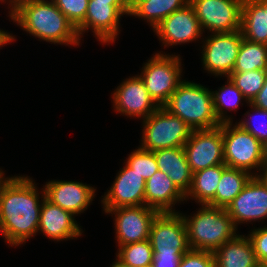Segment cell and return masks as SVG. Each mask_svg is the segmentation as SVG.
Listing matches in <instances>:
<instances>
[{"mask_svg":"<svg viewBox=\"0 0 267 267\" xmlns=\"http://www.w3.org/2000/svg\"><path fill=\"white\" fill-rule=\"evenodd\" d=\"M35 185L26 175L9 176L0 185V232L11 247L21 246L38 233L45 191L42 188L39 193Z\"/></svg>","mask_w":267,"mask_h":267,"instance_id":"obj_1","label":"cell"},{"mask_svg":"<svg viewBox=\"0 0 267 267\" xmlns=\"http://www.w3.org/2000/svg\"><path fill=\"white\" fill-rule=\"evenodd\" d=\"M8 17L39 41L80 45L77 29L52 0H19L10 7Z\"/></svg>","mask_w":267,"mask_h":267,"instance_id":"obj_2","label":"cell"},{"mask_svg":"<svg viewBox=\"0 0 267 267\" xmlns=\"http://www.w3.org/2000/svg\"><path fill=\"white\" fill-rule=\"evenodd\" d=\"M200 206L193 216L181 213L187 229L188 244L192 250L214 252L232 240L238 229L225 208L208 204Z\"/></svg>","mask_w":267,"mask_h":267,"instance_id":"obj_3","label":"cell"},{"mask_svg":"<svg viewBox=\"0 0 267 267\" xmlns=\"http://www.w3.org/2000/svg\"><path fill=\"white\" fill-rule=\"evenodd\" d=\"M162 107L192 130L221 125L214 111L212 92L200 83L183 80Z\"/></svg>","mask_w":267,"mask_h":267,"instance_id":"obj_4","label":"cell"},{"mask_svg":"<svg viewBox=\"0 0 267 267\" xmlns=\"http://www.w3.org/2000/svg\"><path fill=\"white\" fill-rule=\"evenodd\" d=\"M222 135L225 165L259 176L266 165L262 144L236 122L222 123Z\"/></svg>","mask_w":267,"mask_h":267,"instance_id":"obj_5","label":"cell"},{"mask_svg":"<svg viewBox=\"0 0 267 267\" xmlns=\"http://www.w3.org/2000/svg\"><path fill=\"white\" fill-rule=\"evenodd\" d=\"M155 53L142 67L140 78L154 102L162 107L183 81L180 55ZM182 76V77H181Z\"/></svg>","mask_w":267,"mask_h":267,"instance_id":"obj_6","label":"cell"},{"mask_svg":"<svg viewBox=\"0 0 267 267\" xmlns=\"http://www.w3.org/2000/svg\"><path fill=\"white\" fill-rule=\"evenodd\" d=\"M143 124L140 148L147 151L183 147L193 131L180 117L158 107Z\"/></svg>","mask_w":267,"mask_h":267,"instance_id":"obj_7","label":"cell"},{"mask_svg":"<svg viewBox=\"0 0 267 267\" xmlns=\"http://www.w3.org/2000/svg\"><path fill=\"white\" fill-rule=\"evenodd\" d=\"M242 39L241 30L213 33L203 38L201 52L203 70L215 77L229 76L233 72Z\"/></svg>","mask_w":267,"mask_h":267,"instance_id":"obj_8","label":"cell"},{"mask_svg":"<svg viewBox=\"0 0 267 267\" xmlns=\"http://www.w3.org/2000/svg\"><path fill=\"white\" fill-rule=\"evenodd\" d=\"M189 4L204 33L207 30L213 34L241 29L243 0H189Z\"/></svg>","mask_w":267,"mask_h":267,"instance_id":"obj_9","label":"cell"},{"mask_svg":"<svg viewBox=\"0 0 267 267\" xmlns=\"http://www.w3.org/2000/svg\"><path fill=\"white\" fill-rule=\"evenodd\" d=\"M128 5H109V2L89 1L85 20L76 28L81 40L88 30L94 33V37L102 44L114 43L120 34V19L124 15L129 16Z\"/></svg>","mask_w":267,"mask_h":267,"instance_id":"obj_10","label":"cell"},{"mask_svg":"<svg viewBox=\"0 0 267 267\" xmlns=\"http://www.w3.org/2000/svg\"><path fill=\"white\" fill-rule=\"evenodd\" d=\"M192 173L225 164L222 124L210 129H195L183 146Z\"/></svg>","mask_w":267,"mask_h":267,"instance_id":"obj_11","label":"cell"},{"mask_svg":"<svg viewBox=\"0 0 267 267\" xmlns=\"http://www.w3.org/2000/svg\"><path fill=\"white\" fill-rule=\"evenodd\" d=\"M158 213L157 210L146 205L110 209L106 214L115 217L117 246L149 239L151 224Z\"/></svg>","mask_w":267,"mask_h":267,"instance_id":"obj_12","label":"cell"},{"mask_svg":"<svg viewBox=\"0 0 267 267\" xmlns=\"http://www.w3.org/2000/svg\"><path fill=\"white\" fill-rule=\"evenodd\" d=\"M236 228L241 223L267 218V184L260 176H252L242 191L226 207Z\"/></svg>","mask_w":267,"mask_h":267,"instance_id":"obj_13","label":"cell"},{"mask_svg":"<svg viewBox=\"0 0 267 267\" xmlns=\"http://www.w3.org/2000/svg\"><path fill=\"white\" fill-rule=\"evenodd\" d=\"M149 241L153 252L187 253L190 246L181 213H158L151 224Z\"/></svg>","mask_w":267,"mask_h":267,"instance_id":"obj_14","label":"cell"},{"mask_svg":"<svg viewBox=\"0 0 267 267\" xmlns=\"http://www.w3.org/2000/svg\"><path fill=\"white\" fill-rule=\"evenodd\" d=\"M113 108L123 116L145 120L159 106L150 97L140 76L126 78L112 93Z\"/></svg>","mask_w":267,"mask_h":267,"instance_id":"obj_15","label":"cell"},{"mask_svg":"<svg viewBox=\"0 0 267 267\" xmlns=\"http://www.w3.org/2000/svg\"><path fill=\"white\" fill-rule=\"evenodd\" d=\"M153 31L165 47L203 39L199 20L189 3L165 18Z\"/></svg>","mask_w":267,"mask_h":267,"instance_id":"obj_16","label":"cell"},{"mask_svg":"<svg viewBox=\"0 0 267 267\" xmlns=\"http://www.w3.org/2000/svg\"><path fill=\"white\" fill-rule=\"evenodd\" d=\"M110 189L102 196L103 211L130 206L145 205L146 180L126 164L115 176Z\"/></svg>","mask_w":267,"mask_h":267,"instance_id":"obj_17","label":"cell"},{"mask_svg":"<svg viewBox=\"0 0 267 267\" xmlns=\"http://www.w3.org/2000/svg\"><path fill=\"white\" fill-rule=\"evenodd\" d=\"M43 187L47 200L74 216L84 213L96 195L94 187L80 181L51 180Z\"/></svg>","mask_w":267,"mask_h":267,"instance_id":"obj_18","label":"cell"},{"mask_svg":"<svg viewBox=\"0 0 267 267\" xmlns=\"http://www.w3.org/2000/svg\"><path fill=\"white\" fill-rule=\"evenodd\" d=\"M75 220V216L46 198L41 205L38 233L41 231L53 241L72 240L82 236L83 230Z\"/></svg>","mask_w":267,"mask_h":267,"instance_id":"obj_19","label":"cell"},{"mask_svg":"<svg viewBox=\"0 0 267 267\" xmlns=\"http://www.w3.org/2000/svg\"><path fill=\"white\" fill-rule=\"evenodd\" d=\"M185 201V195L172 182V179L162 171H156L145 185V205L159 213L179 212L175 204Z\"/></svg>","mask_w":267,"mask_h":267,"instance_id":"obj_20","label":"cell"},{"mask_svg":"<svg viewBox=\"0 0 267 267\" xmlns=\"http://www.w3.org/2000/svg\"><path fill=\"white\" fill-rule=\"evenodd\" d=\"M158 169L166 173L178 189L186 195L191 188L193 173L183 147L153 151Z\"/></svg>","mask_w":267,"mask_h":267,"instance_id":"obj_21","label":"cell"},{"mask_svg":"<svg viewBox=\"0 0 267 267\" xmlns=\"http://www.w3.org/2000/svg\"><path fill=\"white\" fill-rule=\"evenodd\" d=\"M215 267H258L250 238L237 234L213 252Z\"/></svg>","mask_w":267,"mask_h":267,"instance_id":"obj_22","label":"cell"},{"mask_svg":"<svg viewBox=\"0 0 267 267\" xmlns=\"http://www.w3.org/2000/svg\"><path fill=\"white\" fill-rule=\"evenodd\" d=\"M225 164L215 165L193 173L190 190L185 195V201L193 199L199 205L209 204L216 194Z\"/></svg>","mask_w":267,"mask_h":267,"instance_id":"obj_23","label":"cell"},{"mask_svg":"<svg viewBox=\"0 0 267 267\" xmlns=\"http://www.w3.org/2000/svg\"><path fill=\"white\" fill-rule=\"evenodd\" d=\"M188 3L189 0H136L130 7L129 16L146 20L153 30L165 18Z\"/></svg>","mask_w":267,"mask_h":267,"instance_id":"obj_24","label":"cell"},{"mask_svg":"<svg viewBox=\"0 0 267 267\" xmlns=\"http://www.w3.org/2000/svg\"><path fill=\"white\" fill-rule=\"evenodd\" d=\"M240 30L244 39L267 45L266 11L256 0H243Z\"/></svg>","mask_w":267,"mask_h":267,"instance_id":"obj_25","label":"cell"},{"mask_svg":"<svg viewBox=\"0 0 267 267\" xmlns=\"http://www.w3.org/2000/svg\"><path fill=\"white\" fill-rule=\"evenodd\" d=\"M252 176L245 170L226 167L217 185L215 198L208 205L226 209Z\"/></svg>","mask_w":267,"mask_h":267,"instance_id":"obj_26","label":"cell"},{"mask_svg":"<svg viewBox=\"0 0 267 267\" xmlns=\"http://www.w3.org/2000/svg\"><path fill=\"white\" fill-rule=\"evenodd\" d=\"M227 83L218 88V91H211L214 111L218 121L222 123L233 122L231 115L227 114V111H237L239 105L242 103L241 100H245L249 103L241 91L234 85L231 79L227 76Z\"/></svg>","mask_w":267,"mask_h":267,"instance_id":"obj_27","label":"cell"},{"mask_svg":"<svg viewBox=\"0 0 267 267\" xmlns=\"http://www.w3.org/2000/svg\"><path fill=\"white\" fill-rule=\"evenodd\" d=\"M267 71V45L242 39L233 72Z\"/></svg>","mask_w":267,"mask_h":267,"instance_id":"obj_28","label":"cell"},{"mask_svg":"<svg viewBox=\"0 0 267 267\" xmlns=\"http://www.w3.org/2000/svg\"><path fill=\"white\" fill-rule=\"evenodd\" d=\"M116 256L127 265L133 267H149L152 266L153 249L149 239H147L120 246Z\"/></svg>","mask_w":267,"mask_h":267,"instance_id":"obj_29","label":"cell"},{"mask_svg":"<svg viewBox=\"0 0 267 267\" xmlns=\"http://www.w3.org/2000/svg\"><path fill=\"white\" fill-rule=\"evenodd\" d=\"M266 75L267 71L250 70L247 72H232L228 77L247 101L251 103L264 86Z\"/></svg>","mask_w":267,"mask_h":267,"instance_id":"obj_30","label":"cell"},{"mask_svg":"<svg viewBox=\"0 0 267 267\" xmlns=\"http://www.w3.org/2000/svg\"><path fill=\"white\" fill-rule=\"evenodd\" d=\"M130 169L135 170L145 180H148L156 171H158V164L153 151H147L140 147L133 150L128 158L125 160Z\"/></svg>","mask_w":267,"mask_h":267,"instance_id":"obj_31","label":"cell"},{"mask_svg":"<svg viewBox=\"0 0 267 267\" xmlns=\"http://www.w3.org/2000/svg\"><path fill=\"white\" fill-rule=\"evenodd\" d=\"M248 105L251 110L246 111V113H244V116L246 115V117L249 118L244 117L245 119L243 118V120H240L236 123L244 130L251 133L261 144H263L267 140V110L255 107L251 103H248ZM250 112H252L253 114H251ZM251 118L254 120V122L253 120H251Z\"/></svg>","mask_w":267,"mask_h":267,"instance_id":"obj_32","label":"cell"},{"mask_svg":"<svg viewBox=\"0 0 267 267\" xmlns=\"http://www.w3.org/2000/svg\"><path fill=\"white\" fill-rule=\"evenodd\" d=\"M58 9L77 28L86 17L89 0H52Z\"/></svg>","mask_w":267,"mask_h":267,"instance_id":"obj_33","label":"cell"},{"mask_svg":"<svg viewBox=\"0 0 267 267\" xmlns=\"http://www.w3.org/2000/svg\"><path fill=\"white\" fill-rule=\"evenodd\" d=\"M178 267H215L214 254L211 251L190 249L184 253Z\"/></svg>","mask_w":267,"mask_h":267,"instance_id":"obj_34","label":"cell"},{"mask_svg":"<svg viewBox=\"0 0 267 267\" xmlns=\"http://www.w3.org/2000/svg\"><path fill=\"white\" fill-rule=\"evenodd\" d=\"M251 230L247 236L250 238L256 258L260 262L267 255V225Z\"/></svg>","mask_w":267,"mask_h":267,"instance_id":"obj_35","label":"cell"},{"mask_svg":"<svg viewBox=\"0 0 267 267\" xmlns=\"http://www.w3.org/2000/svg\"><path fill=\"white\" fill-rule=\"evenodd\" d=\"M182 252H153L152 267H178Z\"/></svg>","mask_w":267,"mask_h":267,"instance_id":"obj_36","label":"cell"},{"mask_svg":"<svg viewBox=\"0 0 267 267\" xmlns=\"http://www.w3.org/2000/svg\"><path fill=\"white\" fill-rule=\"evenodd\" d=\"M255 107L267 110V75L264 81V86L258 92L257 96L251 102Z\"/></svg>","mask_w":267,"mask_h":267,"instance_id":"obj_37","label":"cell"},{"mask_svg":"<svg viewBox=\"0 0 267 267\" xmlns=\"http://www.w3.org/2000/svg\"><path fill=\"white\" fill-rule=\"evenodd\" d=\"M15 40H16L15 35L5 30L0 29V48L4 47L6 44L8 45V43L11 44L12 41H15Z\"/></svg>","mask_w":267,"mask_h":267,"instance_id":"obj_38","label":"cell"},{"mask_svg":"<svg viewBox=\"0 0 267 267\" xmlns=\"http://www.w3.org/2000/svg\"><path fill=\"white\" fill-rule=\"evenodd\" d=\"M89 1L109 2V5H127L123 0H89Z\"/></svg>","mask_w":267,"mask_h":267,"instance_id":"obj_39","label":"cell"},{"mask_svg":"<svg viewBox=\"0 0 267 267\" xmlns=\"http://www.w3.org/2000/svg\"><path fill=\"white\" fill-rule=\"evenodd\" d=\"M110 267H133L130 265H127L125 263H123L117 256H116V260L114 261V263H112L110 265Z\"/></svg>","mask_w":267,"mask_h":267,"instance_id":"obj_40","label":"cell"},{"mask_svg":"<svg viewBox=\"0 0 267 267\" xmlns=\"http://www.w3.org/2000/svg\"><path fill=\"white\" fill-rule=\"evenodd\" d=\"M263 181L267 184V164L264 166V168L262 169L260 175H259Z\"/></svg>","mask_w":267,"mask_h":267,"instance_id":"obj_41","label":"cell"},{"mask_svg":"<svg viewBox=\"0 0 267 267\" xmlns=\"http://www.w3.org/2000/svg\"><path fill=\"white\" fill-rule=\"evenodd\" d=\"M263 157L267 164V140L262 144Z\"/></svg>","mask_w":267,"mask_h":267,"instance_id":"obj_42","label":"cell"},{"mask_svg":"<svg viewBox=\"0 0 267 267\" xmlns=\"http://www.w3.org/2000/svg\"><path fill=\"white\" fill-rule=\"evenodd\" d=\"M266 11V20H267V0H256Z\"/></svg>","mask_w":267,"mask_h":267,"instance_id":"obj_43","label":"cell"},{"mask_svg":"<svg viewBox=\"0 0 267 267\" xmlns=\"http://www.w3.org/2000/svg\"><path fill=\"white\" fill-rule=\"evenodd\" d=\"M4 172L1 168H0V185L7 179V177L5 178Z\"/></svg>","mask_w":267,"mask_h":267,"instance_id":"obj_44","label":"cell"},{"mask_svg":"<svg viewBox=\"0 0 267 267\" xmlns=\"http://www.w3.org/2000/svg\"><path fill=\"white\" fill-rule=\"evenodd\" d=\"M262 267H267V255L259 262Z\"/></svg>","mask_w":267,"mask_h":267,"instance_id":"obj_45","label":"cell"},{"mask_svg":"<svg viewBox=\"0 0 267 267\" xmlns=\"http://www.w3.org/2000/svg\"><path fill=\"white\" fill-rule=\"evenodd\" d=\"M5 1V2H4ZM8 1V2H7ZM19 0H2L3 3H6L8 4V9L15 3Z\"/></svg>","mask_w":267,"mask_h":267,"instance_id":"obj_46","label":"cell"},{"mask_svg":"<svg viewBox=\"0 0 267 267\" xmlns=\"http://www.w3.org/2000/svg\"><path fill=\"white\" fill-rule=\"evenodd\" d=\"M129 7L132 6V4L136 1V0H123Z\"/></svg>","mask_w":267,"mask_h":267,"instance_id":"obj_47","label":"cell"}]
</instances>
